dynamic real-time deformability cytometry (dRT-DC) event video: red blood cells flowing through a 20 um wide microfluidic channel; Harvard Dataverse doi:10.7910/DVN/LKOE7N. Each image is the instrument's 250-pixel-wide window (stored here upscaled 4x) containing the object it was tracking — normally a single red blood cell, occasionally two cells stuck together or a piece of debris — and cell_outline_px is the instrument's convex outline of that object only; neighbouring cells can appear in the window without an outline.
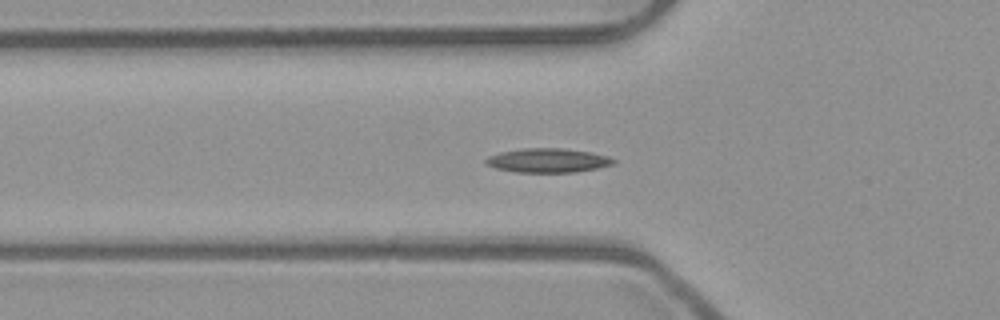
{"species": "common noctule bat (a hibernating species)", "species_latin": "Nyctalus noctula", "temperature_condition": "room temperature", "stored_images_in_passage": 53, "camera_frame_rate_fps": 3000, "um_per_image_px": 0.085, "animal": {"sex": "male", "body_mass_g": 23.1, "forearm_length_mm": 52.7}, "frame": {"image": 1, "passage_image": 18, "time_ms": 5.667, "image_size_px": [1000, 320], "cell_outline_px": [[616, 164], [576, 172], [516, 172], [496, 168], [484, 164], [484, 160], [488, 156], [500, 152], [524, 148], [564, 148], [592, 152], [608, 156], [616, 160]], "centroid_in_image_um": [46.57, 13.63], "position_along_channel_um": 79.2, "area_um2": 18.09}}
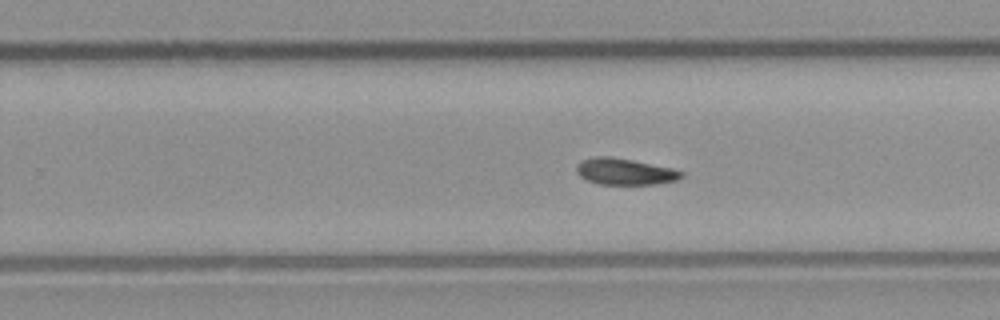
{"frame": {"image": 2, "passage_image": 33, "time_ms": 10.667, "image_size_px": [1000, 320], "cell_outline_px": [[684, 176], [676, 180], [656, 184], [600, 184], [588, 180], [580, 176], [576, 172], [576, 164], [580, 160], [596, 156], [612, 156], [672, 168], [684, 172]], "centroid_in_image_um": [53.09, 14.57], "position_along_channel_um": 276.7, "area_um2": 16.18}}
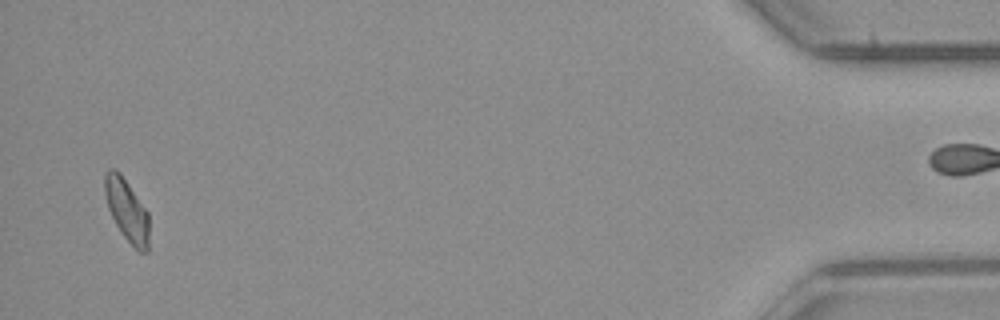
{"frame": {"image": 3, "passage_image": 51, "time_ms": 16.667, "image_size_px": [1000, 320], "cell_outline_px": [[148, 252], [140, 252], [124, 236], [116, 224], [108, 208], [104, 192], [104, 172], [108, 168], [116, 168], [120, 172], [148, 212]], "centroid_in_image_um": [10.76, 17.8], "position_along_channel_um": 424.4, "area_um2": 15.95}, "authors_computed_cell_mechanics": {"area_um2": 16.3574, "velocity_mm_per_s": 3.9373, "shape_relaxation_time_tau1_ms": 8.5534, "shape_relaxation_time_tau2_ms": null, "deformation_change_tau1": 0.1578, "deformation_change_tau2": null}}